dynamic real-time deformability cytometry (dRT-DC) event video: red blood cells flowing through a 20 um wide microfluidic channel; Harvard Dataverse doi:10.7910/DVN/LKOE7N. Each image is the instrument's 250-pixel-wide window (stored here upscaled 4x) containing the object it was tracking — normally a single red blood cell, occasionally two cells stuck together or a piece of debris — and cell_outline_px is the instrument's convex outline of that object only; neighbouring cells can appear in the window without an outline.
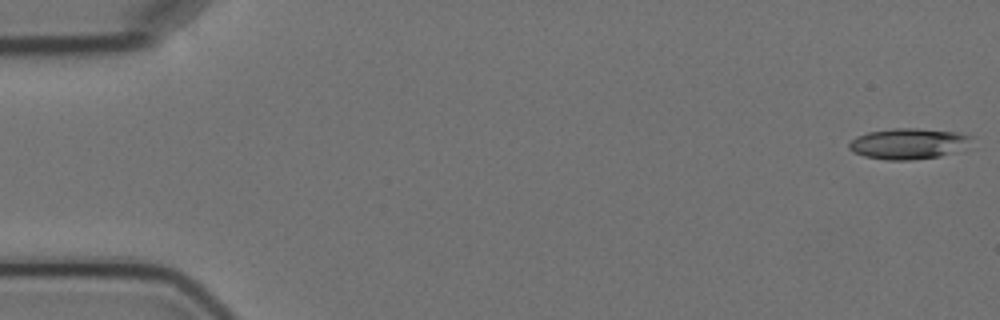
{"species": "Egyptian fruit bat (a non-hibernating species)", "species_latin": "Rousettus aegyptiacus", "temperature_condition": "cold", "stored_images_in_passage": 7, "camera_frame_rate_fps": 3000, "um_per_image_px": 0.085, "animal": {"sex": "female"}, "frame": {"image": 1, "passage_image": 1, "time_ms": 0.0, "image_size_px": [1000, 320], "cell_outline_px": [[976, 136], [948, 152], [940, 156], [912, 160], [888, 160], [864, 156], [852, 152], [848, 148], [848, 144], [856, 136], [868, 132], [892, 128], [916, 128], [960, 132]], "centroid_in_image_um": [77.09, 12.19], "position_along_channel_um": 7.9, "area_um2": 21.56}}
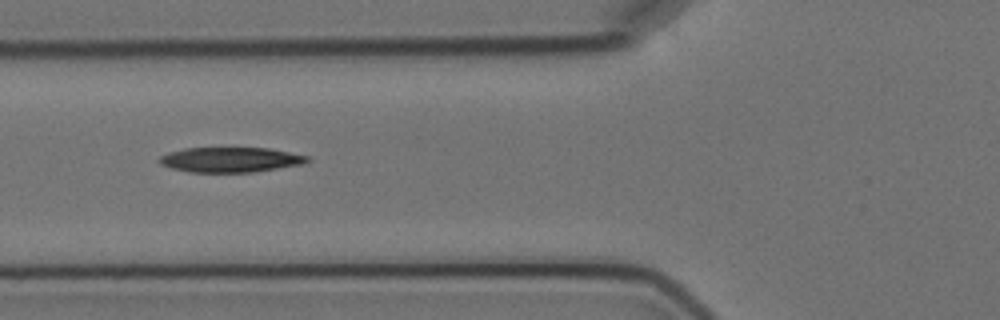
{"frame": {"image": 2, "passage_image": 6, "time_ms": 6.667, "image_size_px": [1000, 320], "cell_outline_px": [[312, 160], [300, 164], [252, 172], [192, 172], [172, 168], [160, 164], [156, 160], [160, 156], [168, 152], [184, 148], [268, 148], [308, 156]], "centroid_in_image_um": [19.53, 13.57], "position_along_channel_um": 106.3, "area_um2": 21.39}}
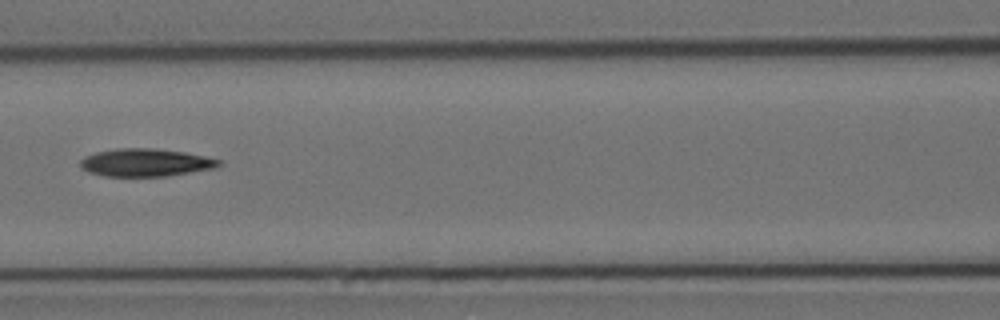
{"frame": {"image": 3, "passage_image": 7, "time_ms": 8.0, "image_size_px": [1000, 320], "cell_outline_px": [[224, 164], [216, 168], [164, 176], [104, 176], [88, 172], [80, 168], [80, 160], [96, 152], [116, 148], [152, 148], [184, 152], [204, 156], [220, 160]], "centroid_in_image_um": [12.38, 13.82], "position_along_channel_um": 154.2, "area_um2": 22.37}}